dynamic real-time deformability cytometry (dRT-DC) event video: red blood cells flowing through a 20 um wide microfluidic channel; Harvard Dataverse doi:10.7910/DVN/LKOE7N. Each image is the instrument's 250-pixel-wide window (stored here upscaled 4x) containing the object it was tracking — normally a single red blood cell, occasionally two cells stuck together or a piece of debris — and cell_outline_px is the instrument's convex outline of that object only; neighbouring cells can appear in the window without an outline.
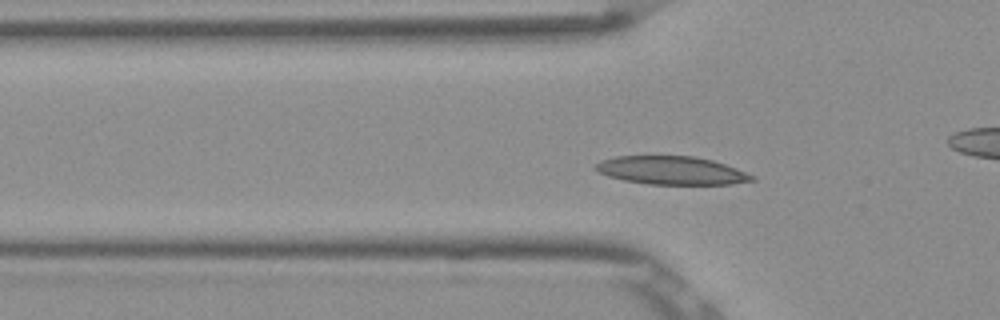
{"species": "Egyptian fruit bat (a non-hibernating species)", "species_latin": "Rousettus aegyptiacus", "temperature_condition": "room temperature", "stored_images_in_passage": 50, "camera_frame_rate_fps": 3000, "um_per_image_px": 0.085, "frame": {"image": 1, "passage_image": 13, "time_ms": 4.0, "image_size_px": [1000, 320], "cell_outline_px": [[756, 180], [732, 184], [648, 184], [624, 180], [608, 176], [596, 172], [596, 164], [600, 160], [616, 156], [692, 156], [712, 160], [736, 168], [756, 176]], "centroid_in_image_um": [57.08, 14.49], "position_along_channel_um": 68.7, "area_um2": 25.72}}
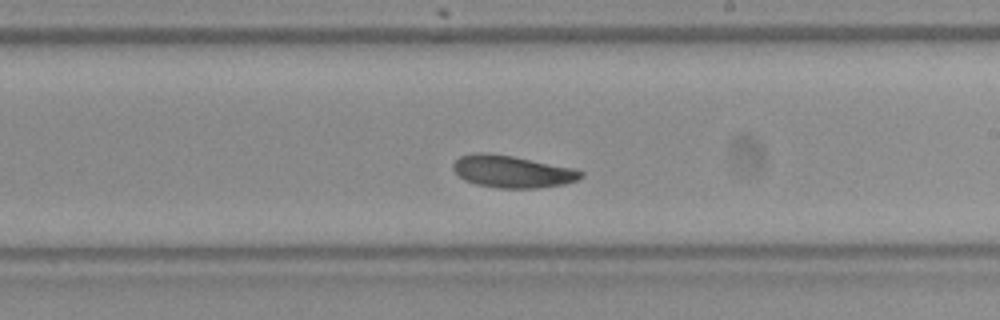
{"frame": {"image": 2, "passage_image": 27, "time_ms": 8.667, "image_size_px": [1000, 320], "cell_outline_px": [[584, 176], [576, 180], [564, 184], [540, 188], [496, 188], [476, 184], [464, 180], [452, 168], [452, 164], [460, 156], [476, 152], [488, 152], [512, 156], [572, 168], [584, 172]], "centroid_in_image_um": [43.51, 14.58], "position_along_channel_um": 245.5, "area_um2": 23.93}}
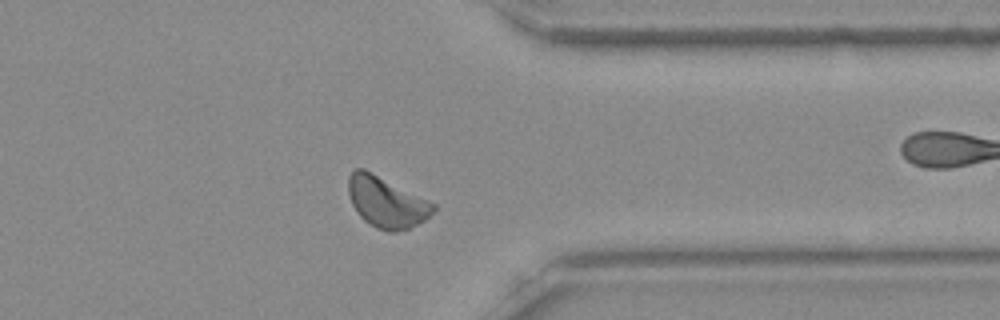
{"frame": {"image": 3, "passage_image": 38, "time_ms": 12.333, "image_size_px": [1000, 320], "cell_outline_px": [[436, 208], [424, 220], [408, 228], [396, 232], [388, 232], [376, 228], [368, 224], [356, 212], [352, 204], [348, 192], [348, 176], [356, 168], [364, 168], [436, 204]], "centroid_in_image_um": [32.81, 17.18], "position_along_channel_um": 378.6, "area_um2": 25.03}, "authors_computed_cell_mechanics": {"area_um2": 24.1604, "velocity_mm_per_s": 3.7937, "shape_relaxation_time_tau1_ms": 2.3836, "shape_relaxation_time_tau2_ms": 3.9243, "deformation_change_tau1": 0.0745, "deformation_change_tau2": 0.0901}}